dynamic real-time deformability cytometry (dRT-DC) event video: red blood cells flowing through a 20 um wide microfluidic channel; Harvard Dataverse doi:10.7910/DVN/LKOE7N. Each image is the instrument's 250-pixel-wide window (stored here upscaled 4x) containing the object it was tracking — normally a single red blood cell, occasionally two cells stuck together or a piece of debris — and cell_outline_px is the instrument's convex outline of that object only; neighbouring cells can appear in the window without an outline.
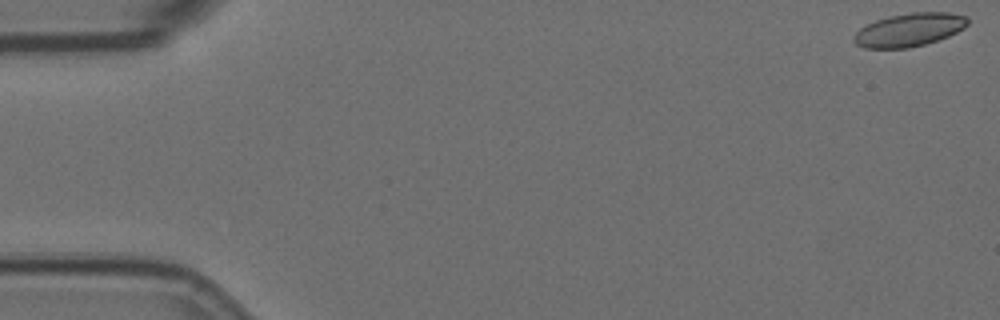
{"species": "Egyptian fruit bat (a non-hibernating species)", "species_latin": "Rousettus aegyptiacus", "temperature_condition": "room temperature", "stored_images_in_passage": 9, "camera_frame_rate_fps": 3000, "um_per_image_px": 0.085, "animal": {"sex": "female"}, "frame": {"image": 1, "passage_image": 1, "time_ms": 0.0, "image_size_px": [1000, 320], "cell_outline_px": [[968, 24], [964, 28], [948, 36], [924, 44], [908, 48], [864, 48], [856, 44], [852, 40], [852, 36], [860, 28], [876, 20], [888, 16], [912, 12], [948, 12], [968, 16]], "centroid_in_image_um": [77.27, 2.53], "position_along_channel_um": 7.7, "area_um2": 22.08}}
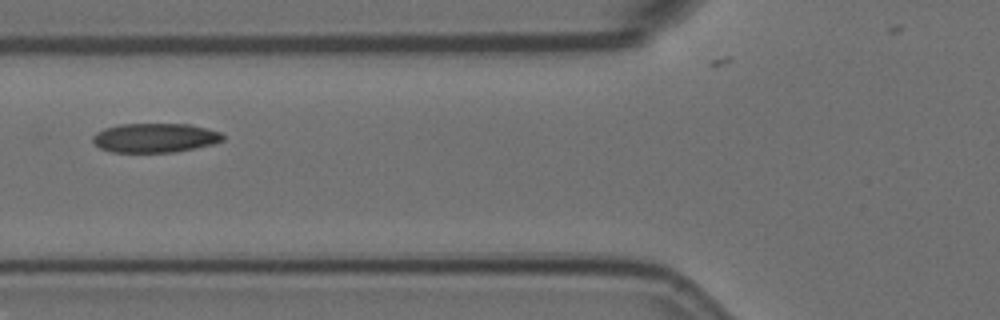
{"frame": {"image": 2, "passage_image": 7, "time_ms": 2.0, "image_size_px": [1000, 320], "cell_outline_px": [[224, 140], [212, 144], [176, 152], [112, 152], [100, 148], [92, 140], [92, 136], [96, 132], [104, 128], [120, 124], [188, 124], [220, 132], [224, 136]], "centroid_in_image_um": [13.15, 11.72], "position_along_channel_um": 112.7, "area_um2": 22.08}}
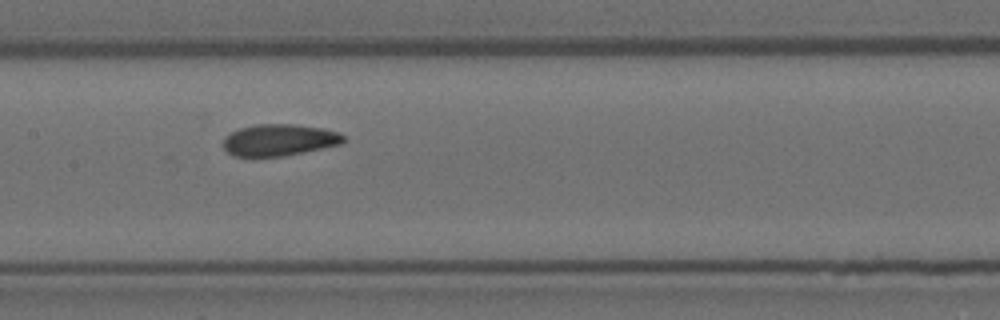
{"frame": {"image": 3, "passage_image": 9, "time_ms": 2.667, "image_size_px": [1000, 320], "cell_outline_px": [[344, 144], [284, 156], [252, 160], [232, 156], [224, 148], [224, 140], [232, 132], [240, 128], [256, 124], [296, 124], [324, 128], [340, 132], [344, 136]], "centroid_in_image_um": [23.73, 11.94], "position_along_channel_um": 183.7, "area_um2": 23.0}}